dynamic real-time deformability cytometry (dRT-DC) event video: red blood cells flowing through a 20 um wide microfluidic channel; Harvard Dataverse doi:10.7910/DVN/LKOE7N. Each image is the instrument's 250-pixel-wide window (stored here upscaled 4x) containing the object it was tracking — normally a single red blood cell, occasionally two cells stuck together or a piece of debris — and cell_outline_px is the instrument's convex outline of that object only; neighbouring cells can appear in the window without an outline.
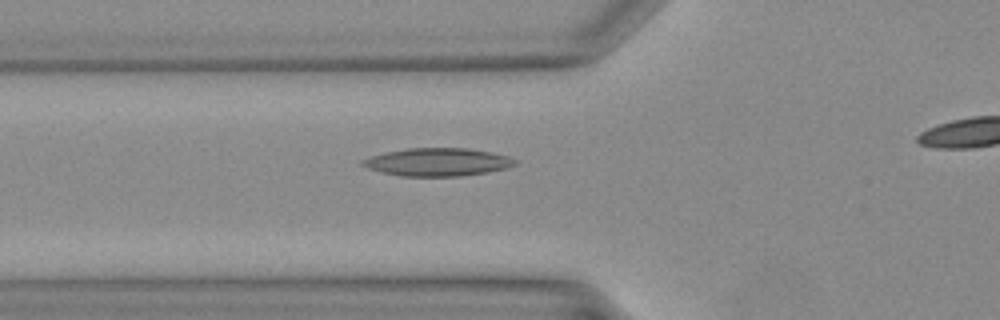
{"species": "Egyptian fruit bat (a non-hibernating species)", "species_latin": "Rousettus aegyptiacus", "temperature_condition": "warm", "stored_images_in_passage": 34, "camera_frame_rate_fps": 3000, "um_per_image_px": 0.085, "animal": {"sex": "female"}, "frame": {"image": 1, "passage_image": 15, "time_ms": 4.667, "image_size_px": [1000, 320], "cell_outline_px": [[516, 164], [508, 168], [488, 172], [460, 176], [400, 176], [368, 168], [360, 164], [360, 160], [372, 156], [388, 152], [408, 148], [468, 148], [492, 152], [508, 156], [516, 160]], "centroid_in_image_um": [37.23, 13.77], "position_along_channel_um": 88.6, "area_um2": 24.74}}